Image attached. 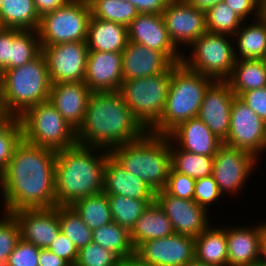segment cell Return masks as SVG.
<instances>
[{
	"label": "cell",
	"mask_w": 266,
	"mask_h": 266,
	"mask_svg": "<svg viewBox=\"0 0 266 266\" xmlns=\"http://www.w3.org/2000/svg\"><path fill=\"white\" fill-rule=\"evenodd\" d=\"M36 11L40 17L64 6L70 0H33Z\"/></svg>",
	"instance_id": "52"
},
{
	"label": "cell",
	"mask_w": 266,
	"mask_h": 266,
	"mask_svg": "<svg viewBox=\"0 0 266 266\" xmlns=\"http://www.w3.org/2000/svg\"><path fill=\"white\" fill-rule=\"evenodd\" d=\"M195 179L170 168L164 190L177 198L194 200Z\"/></svg>",
	"instance_id": "43"
},
{
	"label": "cell",
	"mask_w": 266,
	"mask_h": 266,
	"mask_svg": "<svg viewBox=\"0 0 266 266\" xmlns=\"http://www.w3.org/2000/svg\"><path fill=\"white\" fill-rule=\"evenodd\" d=\"M111 209L112 220L129 232L133 229L136 221L146 210L150 203L155 200H138L121 195H107Z\"/></svg>",
	"instance_id": "35"
},
{
	"label": "cell",
	"mask_w": 266,
	"mask_h": 266,
	"mask_svg": "<svg viewBox=\"0 0 266 266\" xmlns=\"http://www.w3.org/2000/svg\"><path fill=\"white\" fill-rule=\"evenodd\" d=\"M167 136L182 150L210 157L223 144L198 117L180 123Z\"/></svg>",
	"instance_id": "23"
},
{
	"label": "cell",
	"mask_w": 266,
	"mask_h": 266,
	"mask_svg": "<svg viewBox=\"0 0 266 266\" xmlns=\"http://www.w3.org/2000/svg\"><path fill=\"white\" fill-rule=\"evenodd\" d=\"M222 196L213 175L195 181L194 201L199 206L209 211V206L214 205Z\"/></svg>",
	"instance_id": "44"
},
{
	"label": "cell",
	"mask_w": 266,
	"mask_h": 266,
	"mask_svg": "<svg viewBox=\"0 0 266 266\" xmlns=\"http://www.w3.org/2000/svg\"><path fill=\"white\" fill-rule=\"evenodd\" d=\"M23 139L19 118H7L0 125V175L10 162L16 146Z\"/></svg>",
	"instance_id": "40"
},
{
	"label": "cell",
	"mask_w": 266,
	"mask_h": 266,
	"mask_svg": "<svg viewBox=\"0 0 266 266\" xmlns=\"http://www.w3.org/2000/svg\"><path fill=\"white\" fill-rule=\"evenodd\" d=\"M7 119V117L5 116V114L3 113V110L0 106V125Z\"/></svg>",
	"instance_id": "58"
},
{
	"label": "cell",
	"mask_w": 266,
	"mask_h": 266,
	"mask_svg": "<svg viewBox=\"0 0 266 266\" xmlns=\"http://www.w3.org/2000/svg\"><path fill=\"white\" fill-rule=\"evenodd\" d=\"M229 36L206 31L190 45V57L182 53L181 63L215 81H225L231 75L237 60L234 41L231 40L233 36Z\"/></svg>",
	"instance_id": "9"
},
{
	"label": "cell",
	"mask_w": 266,
	"mask_h": 266,
	"mask_svg": "<svg viewBox=\"0 0 266 266\" xmlns=\"http://www.w3.org/2000/svg\"><path fill=\"white\" fill-rule=\"evenodd\" d=\"M205 19L208 32L230 36H233L244 22L224 2L209 7L205 11Z\"/></svg>",
	"instance_id": "39"
},
{
	"label": "cell",
	"mask_w": 266,
	"mask_h": 266,
	"mask_svg": "<svg viewBox=\"0 0 266 266\" xmlns=\"http://www.w3.org/2000/svg\"><path fill=\"white\" fill-rule=\"evenodd\" d=\"M195 259L210 266H228L224 226L210 225L195 238Z\"/></svg>",
	"instance_id": "28"
},
{
	"label": "cell",
	"mask_w": 266,
	"mask_h": 266,
	"mask_svg": "<svg viewBox=\"0 0 266 266\" xmlns=\"http://www.w3.org/2000/svg\"><path fill=\"white\" fill-rule=\"evenodd\" d=\"M119 266H154L151 263L141 260L138 256L133 254L126 259L121 260Z\"/></svg>",
	"instance_id": "55"
},
{
	"label": "cell",
	"mask_w": 266,
	"mask_h": 266,
	"mask_svg": "<svg viewBox=\"0 0 266 266\" xmlns=\"http://www.w3.org/2000/svg\"><path fill=\"white\" fill-rule=\"evenodd\" d=\"M121 259L110 250L91 242L78 250L74 266H119Z\"/></svg>",
	"instance_id": "41"
},
{
	"label": "cell",
	"mask_w": 266,
	"mask_h": 266,
	"mask_svg": "<svg viewBox=\"0 0 266 266\" xmlns=\"http://www.w3.org/2000/svg\"><path fill=\"white\" fill-rule=\"evenodd\" d=\"M258 161L250 152L223 143L214 156L212 172L220 193L223 196L225 192L236 196L251 172L255 171L254 166Z\"/></svg>",
	"instance_id": "12"
},
{
	"label": "cell",
	"mask_w": 266,
	"mask_h": 266,
	"mask_svg": "<svg viewBox=\"0 0 266 266\" xmlns=\"http://www.w3.org/2000/svg\"><path fill=\"white\" fill-rule=\"evenodd\" d=\"M91 90L84 82L51 84L49 101L76 131L82 125Z\"/></svg>",
	"instance_id": "21"
},
{
	"label": "cell",
	"mask_w": 266,
	"mask_h": 266,
	"mask_svg": "<svg viewBox=\"0 0 266 266\" xmlns=\"http://www.w3.org/2000/svg\"><path fill=\"white\" fill-rule=\"evenodd\" d=\"M214 81L179 63L171 73L163 114L149 132L167 136L180 123L197 117L205 92Z\"/></svg>",
	"instance_id": "6"
},
{
	"label": "cell",
	"mask_w": 266,
	"mask_h": 266,
	"mask_svg": "<svg viewBox=\"0 0 266 266\" xmlns=\"http://www.w3.org/2000/svg\"><path fill=\"white\" fill-rule=\"evenodd\" d=\"M40 20L33 0H0L3 28L37 31Z\"/></svg>",
	"instance_id": "31"
},
{
	"label": "cell",
	"mask_w": 266,
	"mask_h": 266,
	"mask_svg": "<svg viewBox=\"0 0 266 266\" xmlns=\"http://www.w3.org/2000/svg\"><path fill=\"white\" fill-rule=\"evenodd\" d=\"M91 8L88 0H70L41 17L38 35L41 46L86 42Z\"/></svg>",
	"instance_id": "10"
},
{
	"label": "cell",
	"mask_w": 266,
	"mask_h": 266,
	"mask_svg": "<svg viewBox=\"0 0 266 266\" xmlns=\"http://www.w3.org/2000/svg\"><path fill=\"white\" fill-rule=\"evenodd\" d=\"M92 242L115 253L121 260L135 254L130 232L113 221L94 229Z\"/></svg>",
	"instance_id": "33"
},
{
	"label": "cell",
	"mask_w": 266,
	"mask_h": 266,
	"mask_svg": "<svg viewBox=\"0 0 266 266\" xmlns=\"http://www.w3.org/2000/svg\"><path fill=\"white\" fill-rule=\"evenodd\" d=\"M55 157L56 151L21 140L0 175L3 212L56 206Z\"/></svg>",
	"instance_id": "1"
},
{
	"label": "cell",
	"mask_w": 266,
	"mask_h": 266,
	"mask_svg": "<svg viewBox=\"0 0 266 266\" xmlns=\"http://www.w3.org/2000/svg\"><path fill=\"white\" fill-rule=\"evenodd\" d=\"M128 41L162 52L173 64L182 61V52L171 42L162 14L139 13L127 26Z\"/></svg>",
	"instance_id": "18"
},
{
	"label": "cell",
	"mask_w": 266,
	"mask_h": 266,
	"mask_svg": "<svg viewBox=\"0 0 266 266\" xmlns=\"http://www.w3.org/2000/svg\"><path fill=\"white\" fill-rule=\"evenodd\" d=\"M171 168L197 180L212 175L214 157L197 155L178 148L170 140Z\"/></svg>",
	"instance_id": "32"
},
{
	"label": "cell",
	"mask_w": 266,
	"mask_h": 266,
	"mask_svg": "<svg viewBox=\"0 0 266 266\" xmlns=\"http://www.w3.org/2000/svg\"><path fill=\"white\" fill-rule=\"evenodd\" d=\"M11 69V28L0 30V74Z\"/></svg>",
	"instance_id": "49"
},
{
	"label": "cell",
	"mask_w": 266,
	"mask_h": 266,
	"mask_svg": "<svg viewBox=\"0 0 266 266\" xmlns=\"http://www.w3.org/2000/svg\"><path fill=\"white\" fill-rule=\"evenodd\" d=\"M162 16L169 38L178 50L182 44L190 47L207 31L205 11L185 0H170Z\"/></svg>",
	"instance_id": "14"
},
{
	"label": "cell",
	"mask_w": 266,
	"mask_h": 266,
	"mask_svg": "<svg viewBox=\"0 0 266 266\" xmlns=\"http://www.w3.org/2000/svg\"><path fill=\"white\" fill-rule=\"evenodd\" d=\"M0 266H9L8 265V260H6L3 257H0Z\"/></svg>",
	"instance_id": "59"
},
{
	"label": "cell",
	"mask_w": 266,
	"mask_h": 266,
	"mask_svg": "<svg viewBox=\"0 0 266 266\" xmlns=\"http://www.w3.org/2000/svg\"><path fill=\"white\" fill-rule=\"evenodd\" d=\"M41 52L38 31L11 29V69L32 61Z\"/></svg>",
	"instance_id": "36"
},
{
	"label": "cell",
	"mask_w": 266,
	"mask_h": 266,
	"mask_svg": "<svg viewBox=\"0 0 266 266\" xmlns=\"http://www.w3.org/2000/svg\"><path fill=\"white\" fill-rule=\"evenodd\" d=\"M51 81L41 52L21 67L0 74V106L7 118H19L29 108L49 100Z\"/></svg>",
	"instance_id": "4"
},
{
	"label": "cell",
	"mask_w": 266,
	"mask_h": 266,
	"mask_svg": "<svg viewBox=\"0 0 266 266\" xmlns=\"http://www.w3.org/2000/svg\"><path fill=\"white\" fill-rule=\"evenodd\" d=\"M242 25L232 39L236 41H234L236 59H266V26L259 18L249 25L244 21Z\"/></svg>",
	"instance_id": "29"
},
{
	"label": "cell",
	"mask_w": 266,
	"mask_h": 266,
	"mask_svg": "<svg viewBox=\"0 0 266 266\" xmlns=\"http://www.w3.org/2000/svg\"><path fill=\"white\" fill-rule=\"evenodd\" d=\"M170 0H132L138 13L162 14Z\"/></svg>",
	"instance_id": "50"
},
{
	"label": "cell",
	"mask_w": 266,
	"mask_h": 266,
	"mask_svg": "<svg viewBox=\"0 0 266 266\" xmlns=\"http://www.w3.org/2000/svg\"><path fill=\"white\" fill-rule=\"evenodd\" d=\"M38 265L39 266H70L64 259L60 258L55 253H52L48 248L39 250Z\"/></svg>",
	"instance_id": "51"
},
{
	"label": "cell",
	"mask_w": 266,
	"mask_h": 266,
	"mask_svg": "<svg viewBox=\"0 0 266 266\" xmlns=\"http://www.w3.org/2000/svg\"><path fill=\"white\" fill-rule=\"evenodd\" d=\"M21 228V238L40 249H47L60 231L58 206L21 209L12 213Z\"/></svg>",
	"instance_id": "20"
},
{
	"label": "cell",
	"mask_w": 266,
	"mask_h": 266,
	"mask_svg": "<svg viewBox=\"0 0 266 266\" xmlns=\"http://www.w3.org/2000/svg\"><path fill=\"white\" fill-rule=\"evenodd\" d=\"M225 81L236 96L266 87V59L236 60L231 75Z\"/></svg>",
	"instance_id": "30"
},
{
	"label": "cell",
	"mask_w": 266,
	"mask_h": 266,
	"mask_svg": "<svg viewBox=\"0 0 266 266\" xmlns=\"http://www.w3.org/2000/svg\"><path fill=\"white\" fill-rule=\"evenodd\" d=\"M58 219L60 231L65 234L77 247H82L92 242L91 230L71 206H58Z\"/></svg>",
	"instance_id": "38"
},
{
	"label": "cell",
	"mask_w": 266,
	"mask_h": 266,
	"mask_svg": "<svg viewBox=\"0 0 266 266\" xmlns=\"http://www.w3.org/2000/svg\"><path fill=\"white\" fill-rule=\"evenodd\" d=\"M155 201L169 218L177 234L196 238L211 225L210 211L194 200L180 199L160 190L155 192Z\"/></svg>",
	"instance_id": "15"
},
{
	"label": "cell",
	"mask_w": 266,
	"mask_h": 266,
	"mask_svg": "<svg viewBox=\"0 0 266 266\" xmlns=\"http://www.w3.org/2000/svg\"><path fill=\"white\" fill-rule=\"evenodd\" d=\"M259 262L266 265V221L261 222V241Z\"/></svg>",
	"instance_id": "53"
},
{
	"label": "cell",
	"mask_w": 266,
	"mask_h": 266,
	"mask_svg": "<svg viewBox=\"0 0 266 266\" xmlns=\"http://www.w3.org/2000/svg\"><path fill=\"white\" fill-rule=\"evenodd\" d=\"M251 266H266V265L258 262V263H255V264L251 265Z\"/></svg>",
	"instance_id": "60"
},
{
	"label": "cell",
	"mask_w": 266,
	"mask_h": 266,
	"mask_svg": "<svg viewBox=\"0 0 266 266\" xmlns=\"http://www.w3.org/2000/svg\"><path fill=\"white\" fill-rule=\"evenodd\" d=\"M122 61L123 81L165 72L173 64L162 52L130 41L122 51Z\"/></svg>",
	"instance_id": "22"
},
{
	"label": "cell",
	"mask_w": 266,
	"mask_h": 266,
	"mask_svg": "<svg viewBox=\"0 0 266 266\" xmlns=\"http://www.w3.org/2000/svg\"><path fill=\"white\" fill-rule=\"evenodd\" d=\"M71 207L91 230L113 221L107 195L104 192L81 198Z\"/></svg>",
	"instance_id": "34"
},
{
	"label": "cell",
	"mask_w": 266,
	"mask_h": 266,
	"mask_svg": "<svg viewBox=\"0 0 266 266\" xmlns=\"http://www.w3.org/2000/svg\"><path fill=\"white\" fill-rule=\"evenodd\" d=\"M19 119L23 139L28 143L56 152L77 144L76 130L49 100L29 108Z\"/></svg>",
	"instance_id": "8"
},
{
	"label": "cell",
	"mask_w": 266,
	"mask_h": 266,
	"mask_svg": "<svg viewBox=\"0 0 266 266\" xmlns=\"http://www.w3.org/2000/svg\"><path fill=\"white\" fill-rule=\"evenodd\" d=\"M189 5L206 11L209 7L216 5L224 0H185Z\"/></svg>",
	"instance_id": "54"
},
{
	"label": "cell",
	"mask_w": 266,
	"mask_h": 266,
	"mask_svg": "<svg viewBox=\"0 0 266 266\" xmlns=\"http://www.w3.org/2000/svg\"><path fill=\"white\" fill-rule=\"evenodd\" d=\"M20 239L21 228L17 219L13 214L3 212L0 217V257L8 260Z\"/></svg>",
	"instance_id": "42"
},
{
	"label": "cell",
	"mask_w": 266,
	"mask_h": 266,
	"mask_svg": "<svg viewBox=\"0 0 266 266\" xmlns=\"http://www.w3.org/2000/svg\"><path fill=\"white\" fill-rule=\"evenodd\" d=\"M231 227V228H230ZM228 266H251L259 262L261 222L226 228Z\"/></svg>",
	"instance_id": "24"
},
{
	"label": "cell",
	"mask_w": 266,
	"mask_h": 266,
	"mask_svg": "<svg viewBox=\"0 0 266 266\" xmlns=\"http://www.w3.org/2000/svg\"><path fill=\"white\" fill-rule=\"evenodd\" d=\"M238 97L266 123V87L243 92Z\"/></svg>",
	"instance_id": "47"
},
{
	"label": "cell",
	"mask_w": 266,
	"mask_h": 266,
	"mask_svg": "<svg viewBox=\"0 0 266 266\" xmlns=\"http://www.w3.org/2000/svg\"><path fill=\"white\" fill-rule=\"evenodd\" d=\"M235 96L226 81H214L207 88L197 115L223 142L229 135L231 106Z\"/></svg>",
	"instance_id": "17"
},
{
	"label": "cell",
	"mask_w": 266,
	"mask_h": 266,
	"mask_svg": "<svg viewBox=\"0 0 266 266\" xmlns=\"http://www.w3.org/2000/svg\"><path fill=\"white\" fill-rule=\"evenodd\" d=\"M135 255L154 266H184L195 259V238L173 233L148 240L135 249Z\"/></svg>",
	"instance_id": "16"
},
{
	"label": "cell",
	"mask_w": 266,
	"mask_h": 266,
	"mask_svg": "<svg viewBox=\"0 0 266 266\" xmlns=\"http://www.w3.org/2000/svg\"><path fill=\"white\" fill-rule=\"evenodd\" d=\"M184 266H210V265H207V264H204L202 262H199L198 260L194 259L190 262H188L186 265Z\"/></svg>",
	"instance_id": "57"
},
{
	"label": "cell",
	"mask_w": 266,
	"mask_h": 266,
	"mask_svg": "<svg viewBox=\"0 0 266 266\" xmlns=\"http://www.w3.org/2000/svg\"><path fill=\"white\" fill-rule=\"evenodd\" d=\"M172 64L165 72L125 80L120 92L133 116L149 131L161 118L171 82Z\"/></svg>",
	"instance_id": "7"
},
{
	"label": "cell",
	"mask_w": 266,
	"mask_h": 266,
	"mask_svg": "<svg viewBox=\"0 0 266 266\" xmlns=\"http://www.w3.org/2000/svg\"><path fill=\"white\" fill-rule=\"evenodd\" d=\"M102 192L138 200H155V192L143 180L127 172L111 155L104 167Z\"/></svg>",
	"instance_id": "25"
},
{
	"label": "cell",
	"mask_w": 266,
	"mask_h": 266,
	"mask_svg": "<svg viewBox=\"0 0 266 266\" xmlns=\"http://www.w3.org/2000/svg\"><path fill=\"white\" fill-rule=\"evenodd\" d=\"M86 42L89 51L122 52L128 42L127 26L91 16Z\"/></svg>",
	"instance_id": "26"
},
{
	"label": "cell",
	"mask_w": 266,
	"mask_h": 266,
	"mask_svg": "<svg viewBox=\"0 0 266 266\" xmlns=\"http://www.w3.org/2000/svg\"><path fill=\"white\" fill-rule=\"evenodd\" d=\"M223 143L248 151L257 159L266 152V123L238 96L233 99L229 135Z\"/></svg>",
	"instance_id": "11"
},
{
	"label": "cell",
	"mask_w": 266,
	"mask_h": 266,
	"mask_svg": "<svg viewBox=\"0 0 266 266\" xmlns=\"http://www.w3.org/2000/svg\"><path fill=\"white\" fill-rule=\"evenodd\" d=\"M122 65V52L88 51L85 85L92 93L120 91Z\"/></svg>",
	"instance_id": "19"
},
{
	"label": "cell",
	"mask_w": 266,
	"mask_h": 266,
	"mask_svg": "<svg viewBox=\"0 0 266 266\" xmlns=\"http://www.w3.org/2000/svg\"><path fill=\"white\" fill-rule=\"evenodd\" d=\"M258 18L266 26V0H259Z\"/></svg>",
	"instance_id": "56"
},
{
	"label": "cell",
	"mask_w": 266,
	"mask_h": 266,
	"mask_svg": "<svg viewBox=\"0 0 266 266\" xmlns=\"http://www.w3.org/2000/svg\"><path fill=\"white\" fill-rule=\"evenodd\" d=\"M110 151L76 144L59 150L55 157L56 206L101 193L103 172Z\"/></svg>",
	"instance_id": "3"
},
{
	"label": "cell",
	"mask_w": 266,
	"mask_h": 266,
	"mask_svg": "<svg viewBox=\"0 0 266 266\" xmlns=\"http://www.w3.org/2000/svg\"><path fill=\"white\" fill-rule=\"evenodd\" d=\"M41 48L47 60L51 84L84 82L89 51L87 42H68Z\"/></svg>",
	"instance_id": "13"
},
{
	"label": "cell",
	"mask_w": 266,
	"mask_h": 266,
	"mask_svg": "<svg viewBox=\"0 0 266 266\" xmlns=\"http://www.w3.org/2000/svg\"><path fill=\"white\" fill-rule=\"evenodd\" d=\"M40 248L22 238L18 241L15 249L8 257L9 266H39Z\"/></svg>",
	"instance_id": "45"
},
{
	"label": "cell",
	"mask_w": 266,
	"mask_h": 266,
	"mask_svg": "<svg viewBox=\"0 0 266 266\" xmlns=\"http://www.w3.org/2000/svg\"><path fill=\"white\" fill-rule=\"evenodd\" d=\"M175 233L172 223L162 208L153 201L136 221L130 232L133 247L157 238H163Z\"/></svg>",
	"instance_id": "27"
},
{
	"label": "cell",
	"mask_w": 266,
	"mask_h": 266,
	"mask_svg": "<svg viewBox=\"0 0 266 266\" xmlns=\"http://www.w3.org/2000/svg\"><path fill=\"white\" fill-rule=\"evenodd\" d=\"M48 249L58 255L60 258L64 259L70 266H74L77 257L78 249L75 244L62 232L58 234Z\"/></svg>",
	"instance_id": "46"
},
{
	"label": "cell",
	"mask_w": 266,
	"mask_h": 266,
	"mask_svg": "<svg viewBox=\"0 0 266 266\" xmlns=\"http://www.w3.org/2000/svg\"><path fill=\"white\" fill-rule=\"evenodd\" d=\"M110 155L154 192L164 190L171 168L168 136L147 131L138 140L113 148Z\"/></svg>",
	"instance_id": "5"
},
{
	"label": "cell",
	"mask_w": 266,
	"mask_h": 266,
	"mask_svg": "<svg viewBox=\"0 0 266 266\" xmlns=\"http://www.w3.org/2000/svg\"><path fill=\"white\" fill-rule=\"evenodd\" d=\"M228 7L233 10L244 21L250 18L258 19L259 16V0H224Z\"/></svg>",
	"instance_id": "48"
},
{
	"label": "cell",
	"mask_w": 266,
	"mask_h": 266,
	"mask_svg": "<svg viewBox=\"0 0 266 266\" xmlns=\"http://www.w3.org/2000/svg\"><path fill=\"white\" fill-rule=\"evenodd\" d=\"M147 130L133 116L120 91L91 93L77 144L111 151L138 140Z\"/></svg>",
	"instance_id": "2"
},
{
	"label": "cell",
	"mask_w": 266,
	"mask_h": 266,
	"mask_svg": "<svg viewBox=\"0 0 266 266\" xmlns=\"http://www.w3.org/2000/svg\"><path fill=\"white\" fill-rule=\"evenodd\" d=\"M91 16L128 26L139 14L127 0H88Z\"/></svg>",
	"instance_id": "37"
}]
</instances>
